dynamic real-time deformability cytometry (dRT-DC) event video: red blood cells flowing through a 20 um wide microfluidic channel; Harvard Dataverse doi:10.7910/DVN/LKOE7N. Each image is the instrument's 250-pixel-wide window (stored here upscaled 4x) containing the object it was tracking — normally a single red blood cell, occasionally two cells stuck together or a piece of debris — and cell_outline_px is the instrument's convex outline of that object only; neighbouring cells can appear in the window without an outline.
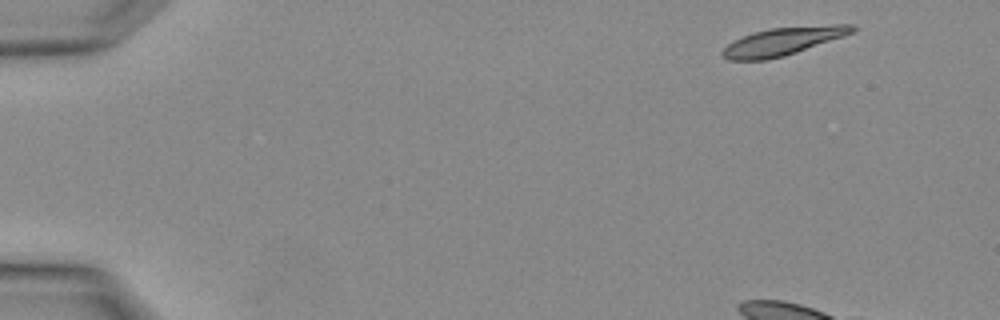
{"species": "Egyptian fruit bat (a non-hibernating species)", "species_latin": "Rousettus aegyptiacus", "temperature_condition": "warm", "stored_images_in_passage": 3, "camera_frame_rate_fps": 3000, "um_per_image_px": 0.085, "animal": {"sex": "female"}, "frame": {"image": 1, "passage_image": 3, "time_ms": 0.667, "image_size_px": [1000, 320], "cell_outline_px": [[856, 28], [852, 32], [844, 36], [784, 56], [768, 60], [728, 60], [720, 56], [720, 52], [728, 44], [752, 32], [768, 28], [836, 24], [856, 24]], "centroid_in_image_um": [66.53, 3.51], "position_along_channel_um": 18.5, "area_um2": 21.1}}